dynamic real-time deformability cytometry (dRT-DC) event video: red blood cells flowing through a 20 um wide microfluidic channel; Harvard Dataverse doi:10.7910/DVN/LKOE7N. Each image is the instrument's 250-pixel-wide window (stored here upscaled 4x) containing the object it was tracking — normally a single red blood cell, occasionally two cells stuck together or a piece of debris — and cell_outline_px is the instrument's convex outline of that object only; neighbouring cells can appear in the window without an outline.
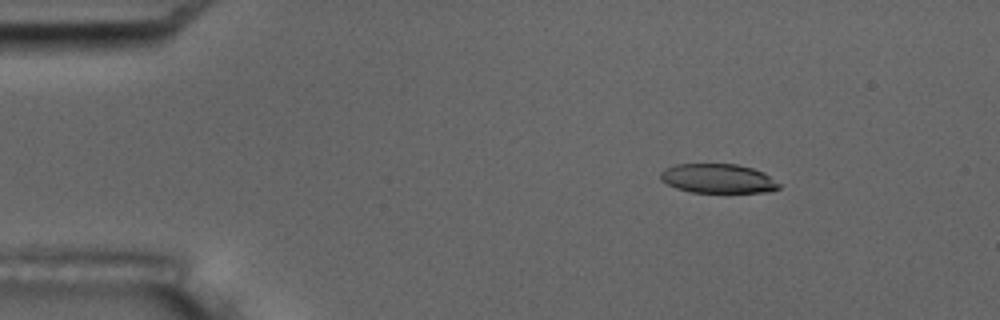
{"species": "common noctule bat (a hibernating species)", "species_latin": "Nyctalus noctula", "temperature_condition": "room temperature", "stored_images_in_passage": 6, "camera_frame_rate_fps": 3000, "um_per_image_px": 0.085, "animal": {"sex": "male", "body_mass_g": 17.5, "forearm_length_mm": 52.3}, "frame": {"image": 1, "passage_image": 2, "time_ms": 1.333, "image_size_px": [1000, 320], "cell_outline_px": [[780, 188], [768, 192], [692, 192], [676, 188], [660, 180], [660, 172], [676, 164], [736, 164], [752, 168], [764, 172], [780, 184]], "centroid_in_image_um": [61.04, 15.17], "position_along_channel_um": 24.0, "area_um2": 20.11}}